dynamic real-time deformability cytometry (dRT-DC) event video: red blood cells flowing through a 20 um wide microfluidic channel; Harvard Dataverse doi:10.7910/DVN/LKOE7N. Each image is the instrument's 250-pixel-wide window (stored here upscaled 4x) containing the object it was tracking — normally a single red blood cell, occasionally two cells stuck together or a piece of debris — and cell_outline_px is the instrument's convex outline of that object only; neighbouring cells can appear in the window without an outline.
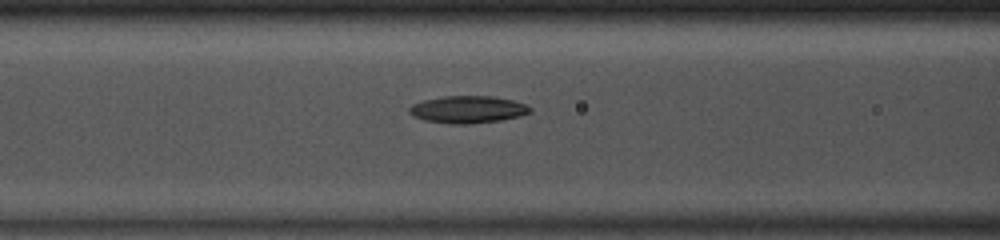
{"species": "common noctule bat (a hibernating species)", "species_latin": "Nyctalus noctula", "temperature_condition": "room temperature", "stored_images_in_passage": 43, "camera_frame_rate_fps": 3000, "um_per_image_px": 0.085, "animal": {"sex": "male", "body_mass_g": 13.0, "forearm_length_mm": 53.1}, "frame": {"image": 1, "passage_image": 14, "time_ms": 4.333, "image_size_px": [1000, 240], "cell_outline_px": [[532, 112], [520, 116], [500, 120], [468, 124], [452, 124], [424, 120], [412, 116], [408, 112], [408, 108], [412, 104], [424, 100], [444, 96], [492, 96], [512, 100], [528, 104], [532, 108]], "centroid_in_image_um": [39.77, 9.3], "position_along_channel_um": 126.8, "area_um2": 19.31}}
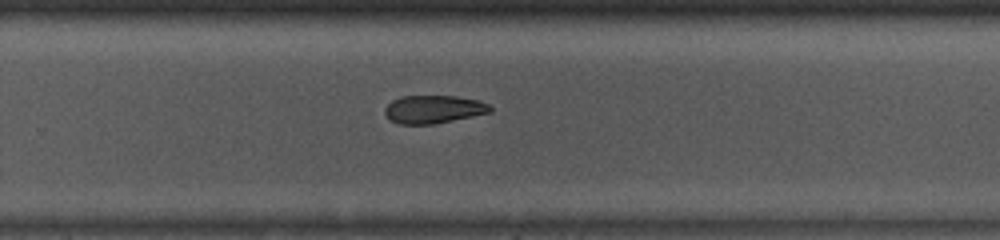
{"frame": {"image": 2, "passage_image": 26, "time_ms": 8.333, "image_size_px": [1000, 240], "cell_outline_px": [[492, 112], [432, 124], [400, 124], [392, 120], [384, 112], [384, 108], [392, 100], [404, 96], [456, 96], [480, 100], [488, 104], [492, 108]], "centroid_in_image_um": [36.87, 9.28], "position_along_channel_um": 292.9, "area_um2": 17.05}}
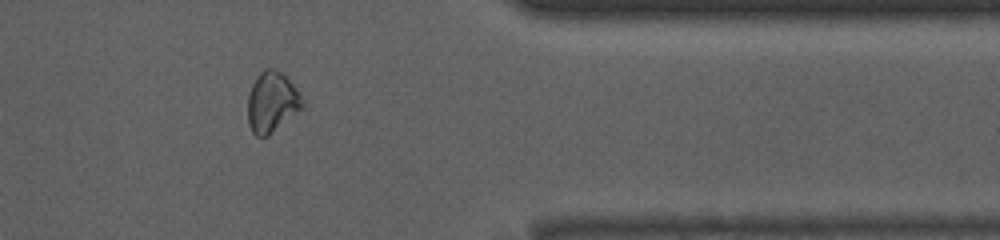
{"frame": {"image": 3, "passage_image": 34, "time_ms": 11.0, "image_size_px": [1000, 240], "cell_outline_px": [[304, 104], [300, 108], [268, 136], [256, 136], [252, 132], [248, 124], [248, 92], [252, 84], [260, 72], [264, 68], [272, 68], [280, 72], [292, 84], [304, 100]], "centroid_in_image_um": [23.07, 8.67], "position_along_channel_um": 388.3, "area_um2": 18.84}, "authors_computed_cell_mechanics": {"area_um2": 19.2474, "velocity_mm_per_s": 4.1633, "shape_relaxation_time_tau1_ms": 6.723, "shape_relaxation_time_tau2_ms": 7.3505, "deformation_change_tau1": 0.1106, "deformation_change_tau2": 0.1663}}